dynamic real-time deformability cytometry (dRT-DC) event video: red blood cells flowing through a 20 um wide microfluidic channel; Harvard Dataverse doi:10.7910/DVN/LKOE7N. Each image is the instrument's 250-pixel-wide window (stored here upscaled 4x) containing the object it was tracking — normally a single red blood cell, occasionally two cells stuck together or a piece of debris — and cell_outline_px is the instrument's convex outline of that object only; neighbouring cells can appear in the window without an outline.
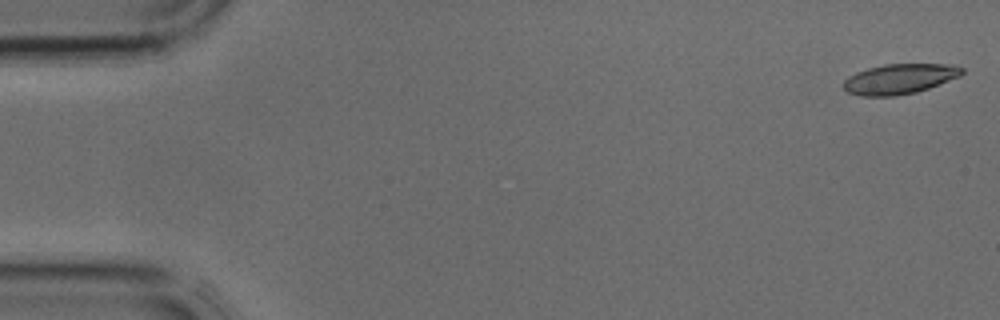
{"species": "common noctule bat (a hibernating species)", "species_latin": "Nyctalus noctula", "temperature_condition": "cold", "stored_images_in_passage": 40, "camera_frame_rate_fps": 3000, "um_per_image_px": 0.085, "animal": {"sex": "male", "body_mass_g": 17.9, "forearm_length_mm": 54.2}, "frame": {"image": 1, "passage_image": 1, "time_ms": 0.0, "image_size_px": [1000, 320], "cell_outline_px": [[964, 72], [960, 76], [928, 88], [916, 92], [896, 96], [860, 96], [848, 92], [844, 88], [844, 80], [848, 76], [856, 72], [868, 68], [884, 64], [952, 64], [964, 68]], "centroid_in_image_um": [76.46, 6.7], "position_along_channel_um": 8.5, "area_um2": 20.81}}
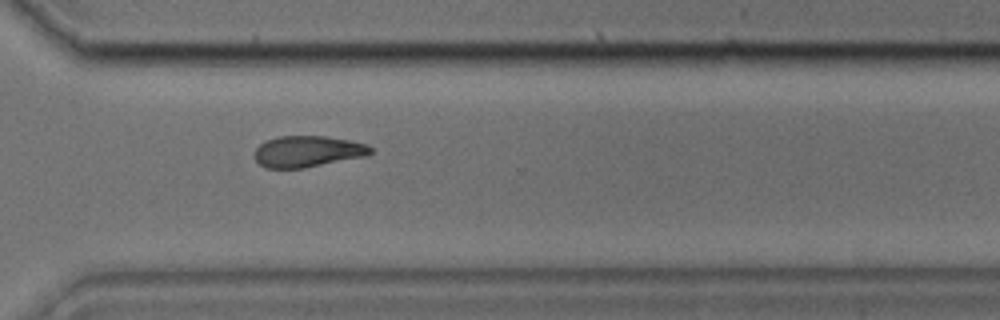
{"frame": {"image": 2, "passage_image": 29, "time_ms": 9.333, "image_size_px": [1000, 320], "cell_outline_px": [[372, 152], [368, 156], [304, 168], [264, 168], [256, 160], [256, 148], [260, 144], [276, 136], [324, 136], [348, 140], [368, 144], [372, 148]], "centroid_in_image_um": [26.18, 12.87], "position_along_channel_um": 344.4, "area_um2": 21.15}}
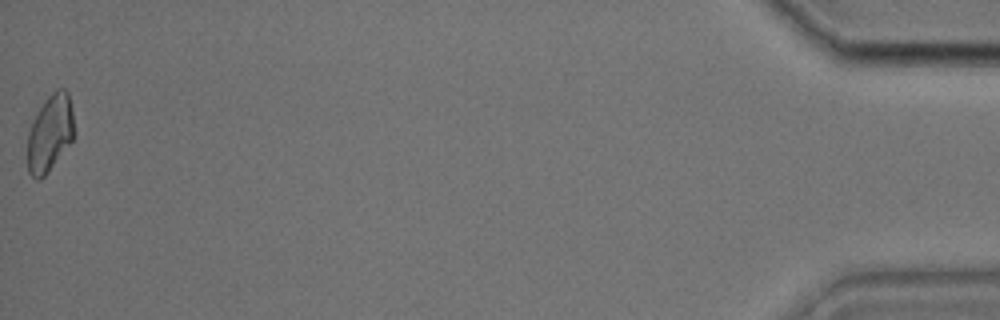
{"frame": {"image": 3, "passage_image": 40, "time_ms": 13.0, "image_size_px": [1000, 320], "cell_outline_px": [[76, 136], [44, 176], [40, 180], [36, 180], [28, 172], [28, 132], [32, 120], [48, 96], [56, 88], [64, 88], [68, 92], [76, 132]], "centroid_in_image_um": [4.27, 11.31], "position_along_channel_um": 430.9, "area_um2": 20.98}}